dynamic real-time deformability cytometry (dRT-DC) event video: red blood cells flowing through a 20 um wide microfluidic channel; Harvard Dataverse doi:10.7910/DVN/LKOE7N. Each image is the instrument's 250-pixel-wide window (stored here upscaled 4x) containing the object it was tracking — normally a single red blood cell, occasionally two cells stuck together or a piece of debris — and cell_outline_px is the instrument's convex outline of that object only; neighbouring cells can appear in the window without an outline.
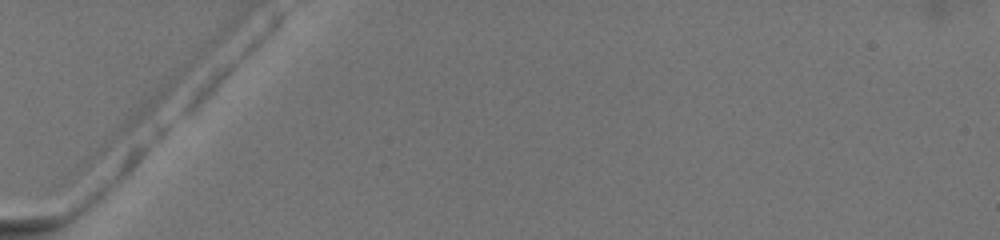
{"species": "common noctule bat (a hibernating species)", "species_latin": "Nyctalus noctula", "temperature_condition": "warm", "stored_images_in_passage": 4, "camera_frame_rate_fps": 3000, "um_per_image_px": 0.085, "animal": {"sex": "female", "body_mass_g": 19.5, "forearm_length_mm": 54.1}, "frame": {"image": 1, "passage_image": 1, "time_ms": 0.0, "image_size_px": [1000, 240], "cell_outline_px": [[188, 68], [184, 80], [84, 180], [68, 180], [68, 172], [76, 164], [172, 76], [188, 64]], "centroid_in_image_um": [10.61, 10.95], "position_along_channel_um": 74.4, "area_um2": 15.84}}